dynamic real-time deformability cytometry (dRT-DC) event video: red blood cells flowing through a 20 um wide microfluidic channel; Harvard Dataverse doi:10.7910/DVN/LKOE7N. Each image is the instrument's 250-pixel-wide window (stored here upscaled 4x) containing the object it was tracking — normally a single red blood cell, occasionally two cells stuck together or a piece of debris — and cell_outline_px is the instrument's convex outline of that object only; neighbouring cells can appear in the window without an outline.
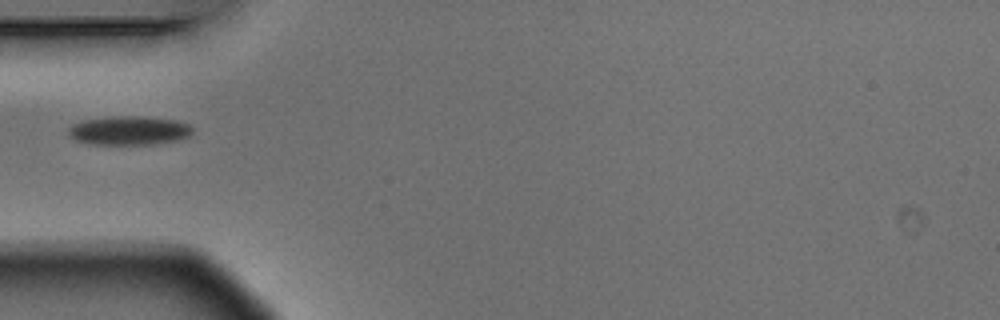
{"species": "Egyptian fruit bat (a non-hibernating species)", "species_latin": "Rousettus aegyptiacus", "temperature_condition": "warm", "stored_images_in_passage": 1, "camera_frame_rate_fps": 3000, "um_per_image_px": 0.085, "animal": {"sex": "male"}, "frame": {"image": 1, "passage_image": 1, "time_ms": 0.0, "image_size_px": [1000, 320], "cell_outline_px": [[192, 132], [188, 136], [176, 140], [152, 144], [92, 144], [76, 140], [68, 132], [68, 128], [72, 124], [84, 120], [116, 116], [140, 116], [176, 120], [188, 124], [192, 128]], "centroid_in_image_um": [10.96, 11.09], "position_along_channel_um": 74.0, "area_um2": 20.63}}